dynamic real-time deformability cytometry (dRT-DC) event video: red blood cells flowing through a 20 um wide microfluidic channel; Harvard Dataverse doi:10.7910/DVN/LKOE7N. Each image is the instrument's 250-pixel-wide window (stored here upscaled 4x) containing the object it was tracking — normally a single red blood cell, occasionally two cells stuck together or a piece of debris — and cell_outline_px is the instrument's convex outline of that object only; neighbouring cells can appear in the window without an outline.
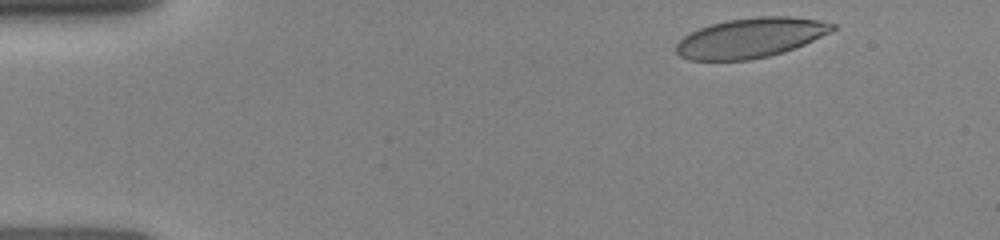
{"species": "human", "species_latin": "Homo sapiens", "temperature_condition": "room temperature", "stored_images_in_passage": 29, "camera_frame_rate_fps": 3000, "um_per_image_px": 0.085, "donor": {"sex": "female"}, "frame": {"image": 1, "passage_image": 1, "time_ms": 0.0, "image_size_px": [1000, 240], "cell_outline_px": [[836, 28], [832, 32], [804, 44], [784, 52], [768, 56], [748, 60], [688, 60], [680, 56], [676, 52], [676, 44], [684, 36], [700, 28], [712, 24], [728, 20], [756, 16], [792, 16], [820, 20], [836, 24]], "centroid_in_image_um": [63.83, 3.21], "position_along_channel_um": 21.2, "area_um2": 36.24}}
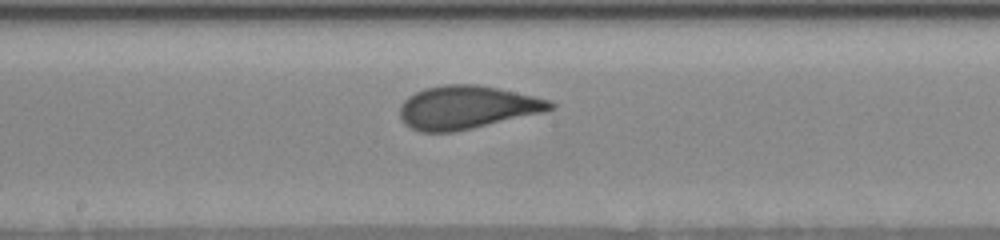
{"frame": {"image": 2, "passage_image": 15, "time_ms": 6.667, "image_size_px": [1000, 240], "cell_outline_px": [[556, 108], [544, 112], [472, 128], [452, 132], [420, 132], [404, 124], [400, 116], [400, 108], [404, 100], [408, 96], [424, 88], [444, 84], [476, 84], [496, 88], [552, 100], [556, 104]], "centroid_in_image_um": [39.69, 9.12], "position_along_channel_um": 208.5, "area_um2": 37.8}}
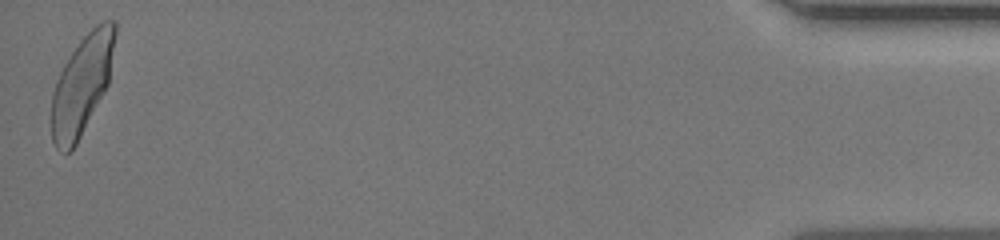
{"frame": {"image": 3, "passage_image": 29, "time_ms": 14.0, "image_size_px": [1000, 240], "cell_outline_px": [[116, 32], [108, 84], [104, 92], [76, 144], [68, 152], [64, 152], [56, 148], [52, 140], [52, 92], [56, 80], [64, 64], [80, 40], [96, 24], [104, 20], [116, 20]], "centroid_in_image_um": [6.96, 7.18], "position_along_channel_um": 428.2, "area_um2": 36.18}}